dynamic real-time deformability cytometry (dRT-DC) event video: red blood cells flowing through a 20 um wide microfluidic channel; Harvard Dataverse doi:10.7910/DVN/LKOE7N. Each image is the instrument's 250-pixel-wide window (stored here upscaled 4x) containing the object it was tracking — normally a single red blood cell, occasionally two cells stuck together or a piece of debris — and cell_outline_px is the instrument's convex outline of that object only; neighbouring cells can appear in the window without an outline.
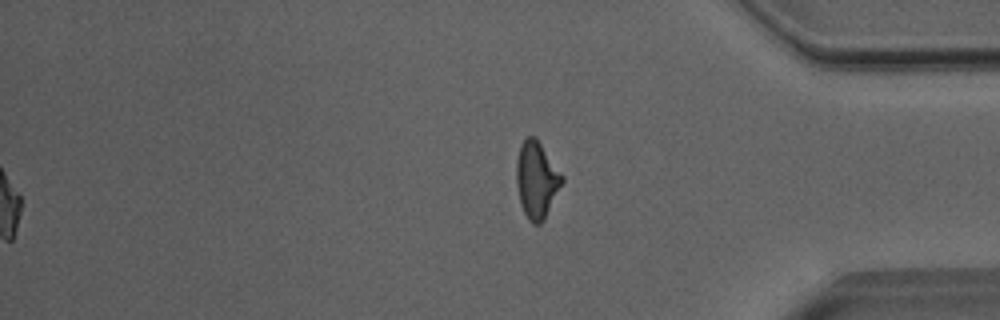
{"species": "Egyptian fruit bat (a non-hibernating species)", "species_latin": "Rousettus aegyptiacus", "temperature_condition": "room temperature", "stored_images_in_passage": 51, "segment_of_instrument_passage": [2, 2], "camera_frame_rate_fps": 3000, "um_per_image_px": 0.085, "animal": {"sex": "male"}, "frame": {"image": 1, "passage_image": 51, "time_ms": 16.667, "image_size_px": [1000, 320], "cell_outline_px": [[564, 180], [544, 220], [540, 224], [532, 224], [528, 220], [520, 204], [516, 184], [516, 160], [520, 144], [528, 136], [536, 136], [564, 176]], "centroid_in_image_um": [45.6, 15.27], "position_along_channel_um": 389.6, "area_um2": 20.63}}